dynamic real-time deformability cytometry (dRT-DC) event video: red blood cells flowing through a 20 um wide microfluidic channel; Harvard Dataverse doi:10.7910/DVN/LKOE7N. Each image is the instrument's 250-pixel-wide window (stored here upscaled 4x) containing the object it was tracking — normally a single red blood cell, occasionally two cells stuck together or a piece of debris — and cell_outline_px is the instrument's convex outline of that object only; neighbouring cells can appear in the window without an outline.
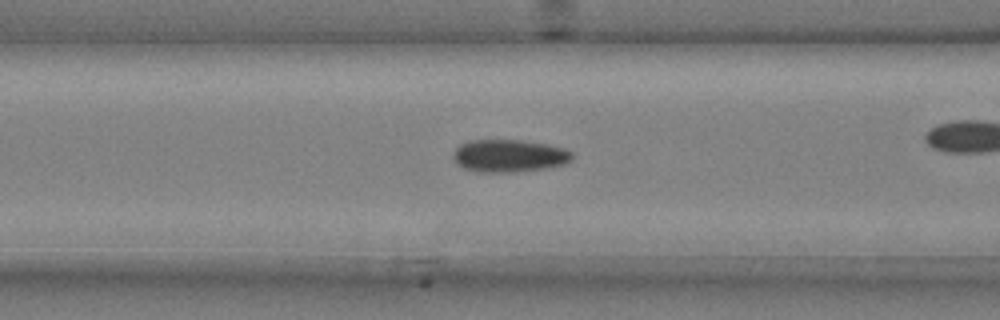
{"species": "common noctule bat (a hibernating species)", "species_latin": "Nyctalus noctula", "temperature_condition": "cold", "stored_images_in_passage": 30, "camera_frame_rate_fps": 3000, "um_per_image_px": 0.085, "animal": {"sex": "male", "body_mass_g": 20.4}, "frame": {"image": 1, "passage_image": 9, "time_ms": 2.667, "image_size_px": [1000, 320], "cell_outline_px": [[572, 160], [564, 164], [548, 168], [516, 172], [476, 172], [464, 168], [456, 164], [452, 156], [456, 148], [460, 144], [472, 140], [520, 140], [544, 144], [564, 148], [572, 152]], "centroid_in_image_um": [43.26, 13.25], "position_along_channel_um": 123.3, "area_um2": 22.66}}
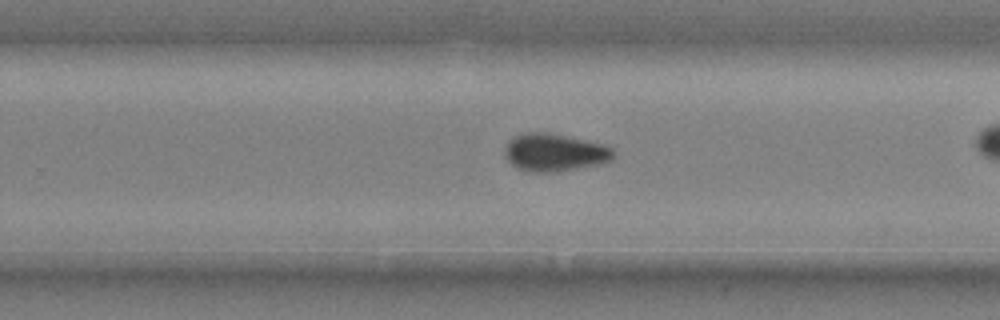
{"frame": {"image": 2, "passage_image": 22, "time_ms": 7.0, "image_size_px": [1000, 320], "cell_outline_px": [[616, 156], [612, 160], [600, 164], [556, 172], [528, 172], [516, 168], [504, 156], [504, 148], [508, 140], [512, 136], [524, 132], [548, 132], [604, 144], [612, 148], [616, 152]], "centroid_in_image_um": [47.12, 12.95], "position_along_channel_um": 282.7, "area_um2": 24.33}}